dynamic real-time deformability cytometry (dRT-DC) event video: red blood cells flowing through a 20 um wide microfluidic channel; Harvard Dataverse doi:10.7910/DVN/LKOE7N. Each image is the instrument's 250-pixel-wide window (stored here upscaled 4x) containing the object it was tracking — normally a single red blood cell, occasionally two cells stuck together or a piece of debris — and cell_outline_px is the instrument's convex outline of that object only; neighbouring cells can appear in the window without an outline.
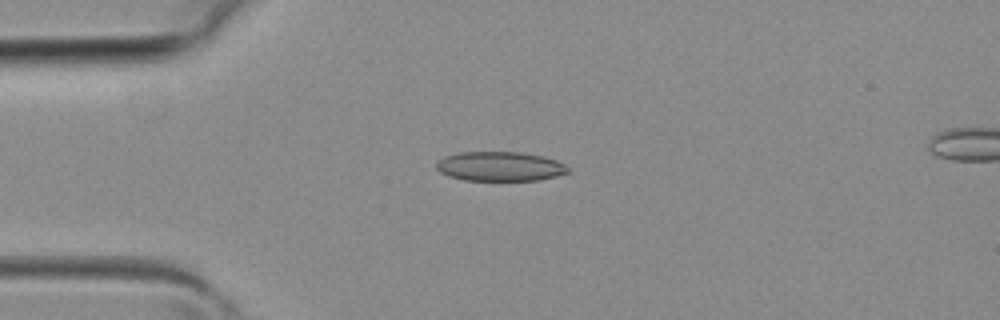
{"species": "common noctule bat (a hibernating species)", "species_latin": "Nyctalus noctula", "temperature_condition": "room temperature", "stored_images_in_passage": 3, "camera_frame_rate_fps": 3000, "um_per_image_px": 0.085, "animal": {"sex": "female", "body_mass_g": 19.3, "forearm_length_mm": 54.1}, "frame": {"image": 1, "passage_image": 2, "time_ms": 0.333, "image_size_px": [1000, 320], "cell_outline_px": [[568, 172], [556, 176], [540, 180], [464, 180], [448, 176], [440, 172], [436, 168], [436, 164], [444, 156], [460, 152], [520, 152], [544, 156], [556, 160], [564, 164], [568, 168]], "centroid_in_image_um": [42.49, 14.14], "position_along_channel_um": 42.5, "area_um2": 22.54}}